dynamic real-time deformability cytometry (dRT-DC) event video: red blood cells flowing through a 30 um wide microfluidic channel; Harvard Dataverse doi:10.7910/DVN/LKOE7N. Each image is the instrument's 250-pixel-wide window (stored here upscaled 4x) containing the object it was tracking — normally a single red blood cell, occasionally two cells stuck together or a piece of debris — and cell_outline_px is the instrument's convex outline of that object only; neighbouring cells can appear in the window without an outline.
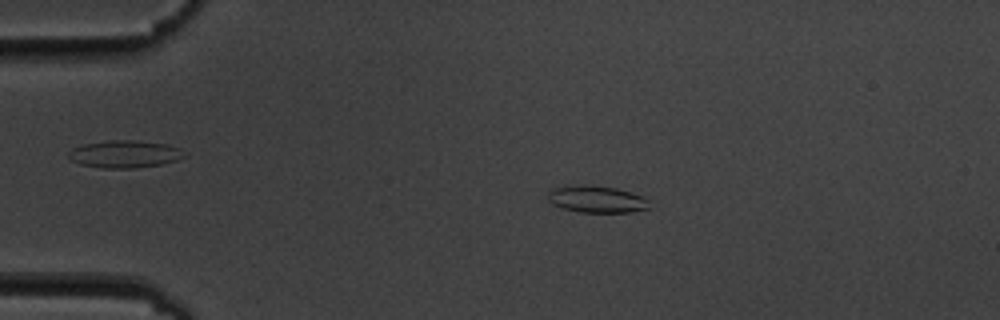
{"species": "common noctule bat (a hibernating species)", "species_latin": "Nyctalus noctula", "temperature_condition": "cold", "stored_images_in_passage": 7, "camera_frame_rate_fps": 3000, "um_per_image_px": 0.085, "animal": {"sex": "male", "body_mass_g": 19.5, "forearm_length_mm": 54.6}, "frame": {"image": 1, "passage_image": 2, "time_ms": 1.333, "image_size_px": [1000, 320], "cell_outline_px": [[648, 208], [632, 212], [580, 212], [564, 208], [552, 204], [548, 200], [548, 192], [552, 188], [616, 188], [644, 196], [648, 200]], "centroid_in_image_um": [50.78, 16.99], "position_along_channel_um": 34.2, "area_um2": 14.91}}
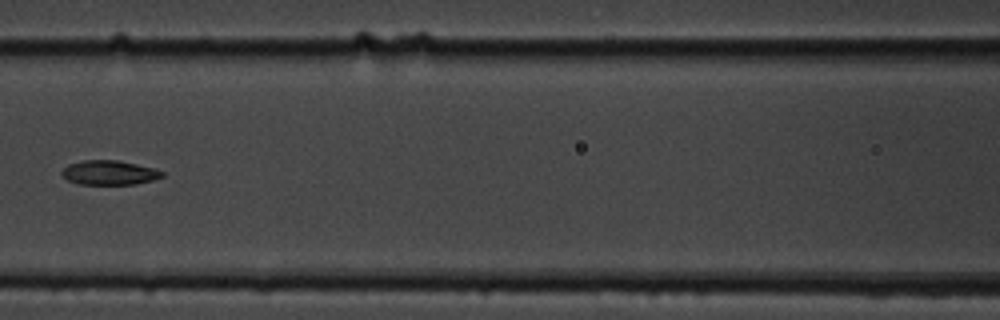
{"frame": {"image": 2, "passage_image": 6, "time_ms": 6.0, "image_size_px": [1000, 320], "cell_outline_px": [[164, 176], [152, 180], [136, 184], [76, 184], [60, 176], [60, 172], [68, 164], [84, 160], [116, 160], [136, 164], [152, 168], [164, 172]], "centroid_in_image_um": [9.24, 14.68], "position_along_channel_um": 157.4, "area_um2": 14.28}}
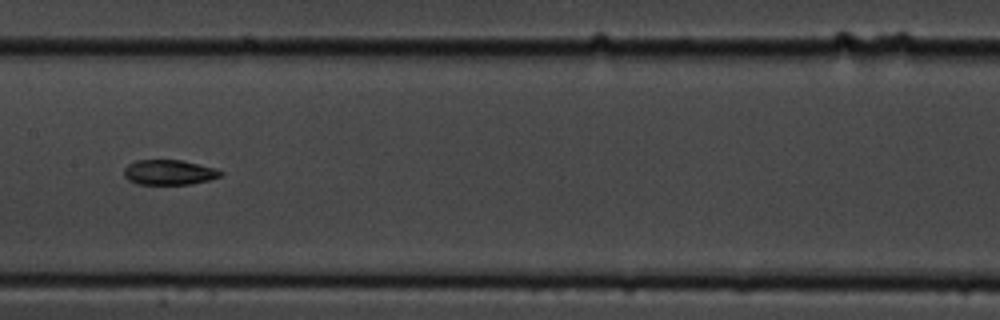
{"frame": {"image": 3, "passage_image": 7, "time_ms": 7.0, "image_size_px": [1000, 320], "cell_outline_px": [[224, 172], [220, 176], [208, 180], [192, 184], [136, 184], [128, 180], [124, 176], [124, 168], [128, 164], [136, 160], [184, 160], [216, 168]], "centroid_in_image_um": [14.37, 14.64], "position_along_channel_um": 193.0, "area_um2": 14.22}}